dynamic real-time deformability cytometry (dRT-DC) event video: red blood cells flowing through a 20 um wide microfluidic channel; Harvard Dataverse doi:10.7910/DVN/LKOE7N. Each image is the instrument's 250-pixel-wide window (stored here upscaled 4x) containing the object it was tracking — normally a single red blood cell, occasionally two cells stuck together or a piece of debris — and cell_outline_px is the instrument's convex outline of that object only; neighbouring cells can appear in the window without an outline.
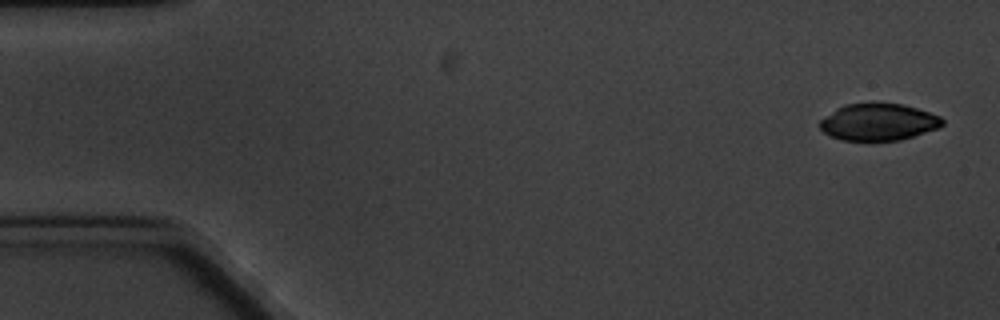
{"species": "common noctule bat (a hibernating species)", "species_latin": "Nyctalus noctula", "temperature_condition": "cold", "stored_images_in_passage": 9, "camera_frame_rate_fps": 3000, "um_per_image_px": 0.085, "animal": {"sex": "male", "body_mass_g": 20.1, "forearm_length_mm": 53.5}, "frame": {"image": 1, "passage_image": 1, "time_ms": 0.0, "image_size_px": [1000, 320], "cell_outline_px": [[944, 124], [940, 128], [900, 140], [840, 140], [824, 132], [820, 128], [820, 120], [824, 116], [836, 108], [844, 104], [900, 104], [916, 108], [940, 116], [944, 120]], "centroid_in_image_um": [74.67, 10.38], "position_along_channel_um": 10.3, "area_um2": 26.13}}
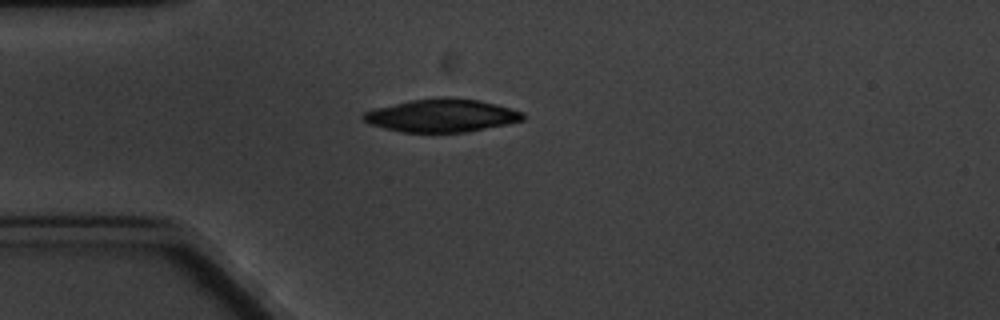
{"frame": {"image": 2, "passage_image": 4, "time_ms": 4.333, "image_size_px": [1000, 320], "cell_outline_px": [[524, 120], [508, 124], [468, 132], [400, 132], [368, 124], [360, 116], [364, 112], [376, 108], [412, 100], [444, 96], [480, 100], [496, 104], [524, 112]], "centroid_in_image_um": [37.56, 9.82], "position_along_channel_um": 47.4, "area_um2": 30.81}}